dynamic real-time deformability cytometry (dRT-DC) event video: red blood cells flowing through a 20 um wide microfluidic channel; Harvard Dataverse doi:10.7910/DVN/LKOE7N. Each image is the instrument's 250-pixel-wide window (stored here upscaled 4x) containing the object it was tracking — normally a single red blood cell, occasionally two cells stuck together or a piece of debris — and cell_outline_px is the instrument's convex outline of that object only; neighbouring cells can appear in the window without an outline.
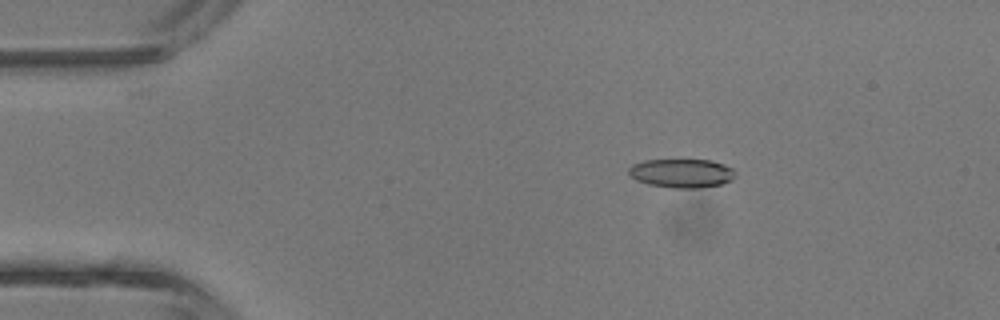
{"species": "common noctule bat (a hibernating species)", "species_latin": "Nyctalus noctula", "temperature_condition": "room temperature", "stored_images_in_passage": 5, "camera_frame_rate_fps": 3000, "um_per_image_px": 0.085, "animal": {"sex": "male", "body_mass_g": 13.3}, "frame": {"image": 1, "passage_image": 3, "time_ms": 2.333, "image_size_px": [1000, 320], "cell_outline_px": [[736, 176], [732, 180], [724, 184], [700, 188], [672, 188], [648, 184], [636, 180], [628, 172], [628, 168], [632, 164], [644, 160], [712, 160], [724, 164], [732, 168], [736, 172]], "centroid_in_image_um": [57.98, 14.73], "position_along_channel_um": 27.0, "area_um2": 18.15}}